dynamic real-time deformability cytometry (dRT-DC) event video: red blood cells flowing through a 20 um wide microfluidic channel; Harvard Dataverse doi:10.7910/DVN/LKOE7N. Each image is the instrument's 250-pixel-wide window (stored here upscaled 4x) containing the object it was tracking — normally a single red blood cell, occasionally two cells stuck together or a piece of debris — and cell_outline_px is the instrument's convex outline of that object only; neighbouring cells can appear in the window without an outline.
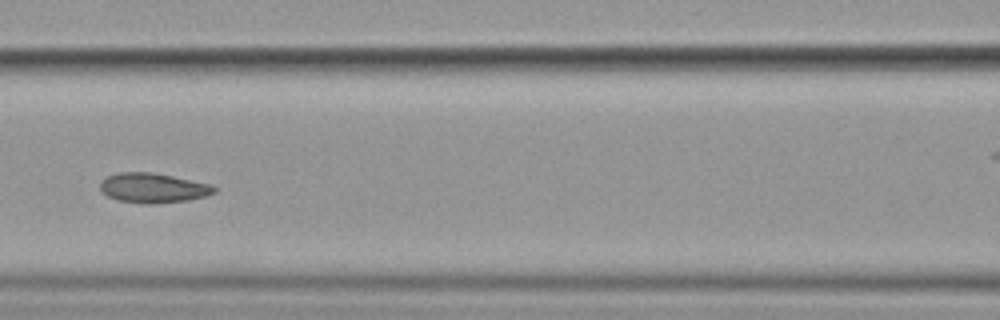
{"species": "common noctule bat (a hibernating species)", "species_latin": "Nyctalus noctula", "temperature_condition": "cold", "stored_images_in_passage": 10, "segment_of_instrument_passage": [1, 2], "camera_frame_rate_fps": 3000, "um_per_image_px": 0.085, "animal": {"sex": "female", "body_mass_g": 19.9}, "frame": {"image": 1, "passage_image": 6, "time_ms": 5.667, "image_size_px": [1000, 320], "cell_outline_px": [[216, 192], [208, 196], [188, 200], [148, 204], [120, 200], [108, 196], [100, 192], [100, 180], [108, 176], [120, 172], [152, 172], [172, 176], [208, 184], [216, 188]], "centroid_in_image_um": [12.99, 15.97], "position_along_channel_um": 153.6, "area_um2": 19.59}}
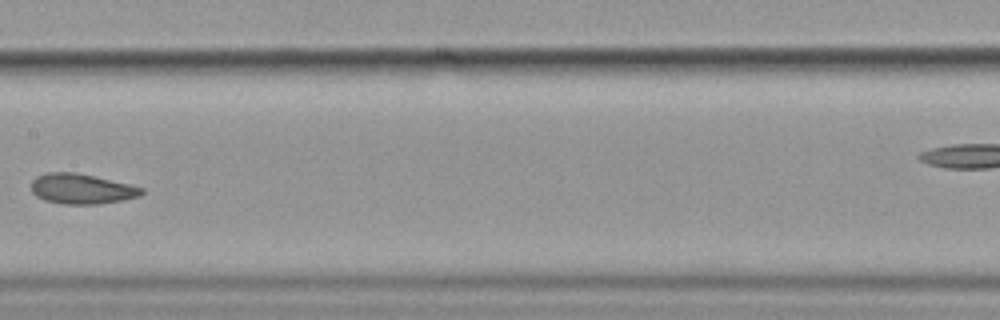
{"frame": {"image": 2, "passage_image": 7, "time_ms": 7.0, "image_size_px": [1000, 320], "cell_outline_px": [[144, 192], [140, 196], [124, 200], [96, 204], [64, 204], [44, 200], [36, 196], [32, 192], [32, 180], [36, 176], [48, 172], [72, 172], [92, 176], [128, 184], [144, 188]], "centroid_in_image_um": [6.92, 16.06], "position_along_channel_um": 200.5, "area_um2": 19.25}}
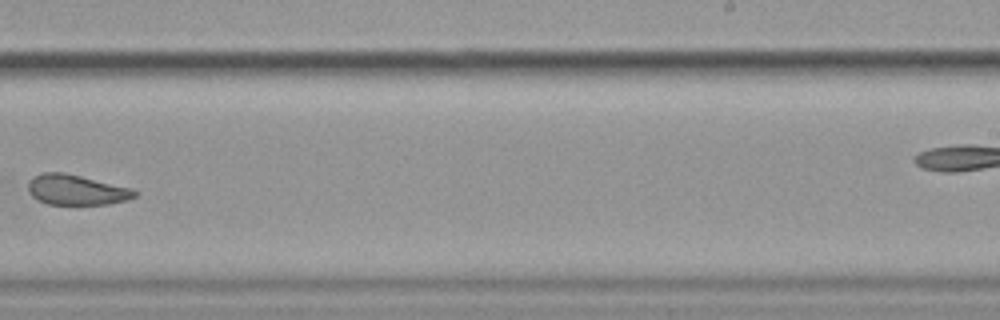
{"frame": {"image": 3, "passage_image": 9, "time_ms": 9.333, "image_size_px": [1000, 320], "cell_outline_px": [[140, 192], [136, 196], [128, 200], [108, 204], [48, 204], [32, 196], [28, 192], [28, 180], [32, 176], [44, 172], [64, 172], [132, 188]], "centroid_in_image_um": [6.5, 16.13], "position_along_channel_um": 282.5, "area_um2": 18.9}}